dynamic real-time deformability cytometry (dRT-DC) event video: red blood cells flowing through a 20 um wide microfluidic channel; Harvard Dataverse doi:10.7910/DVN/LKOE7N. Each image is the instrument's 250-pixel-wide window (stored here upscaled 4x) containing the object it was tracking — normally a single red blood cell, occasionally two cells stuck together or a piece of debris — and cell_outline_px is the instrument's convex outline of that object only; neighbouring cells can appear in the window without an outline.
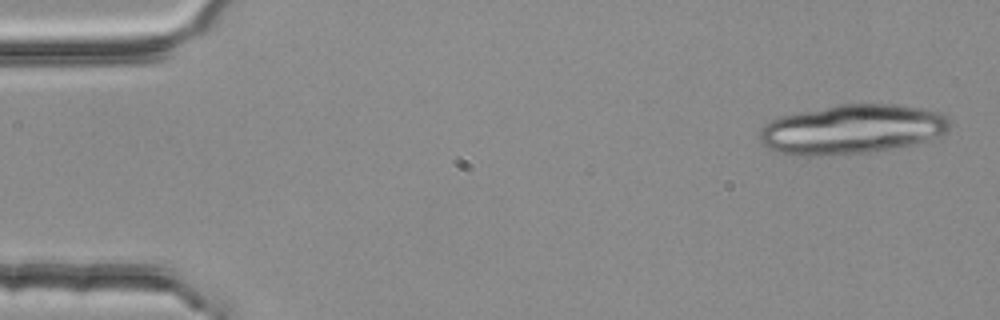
{"species": "common noctule bat (a hibernating species)", "species_latin": "Nyctalus noctula", "temperature_condition": "room temperature", "stored_images_in_passage": 10, "camera_frame_rate_fps": 3000, "um_per_image_px": 0.085, "animal": {"sex": "female", "body_mass_g": 25.1}, "frame": {"image": 1, "passage_image": 2, "time_ms": 0.333, "image_size_px": [1000, 320], "cell_outline_px": [[952, 120], [948, 128], [940, 136], [912, 144], [896, 148], [868, 152], [812, 156], [804, 156], [776, 152], [768, 148], [760, 140], [760, 128], [764, 124], [780, 116], [840, 104], [892, 104], [920, 108], [940, 112], [948, 116]], "centroid_in_image_um": [72.42, 10.99], "position_along_channel_um": 12.6, "area_um2": 54.62}}